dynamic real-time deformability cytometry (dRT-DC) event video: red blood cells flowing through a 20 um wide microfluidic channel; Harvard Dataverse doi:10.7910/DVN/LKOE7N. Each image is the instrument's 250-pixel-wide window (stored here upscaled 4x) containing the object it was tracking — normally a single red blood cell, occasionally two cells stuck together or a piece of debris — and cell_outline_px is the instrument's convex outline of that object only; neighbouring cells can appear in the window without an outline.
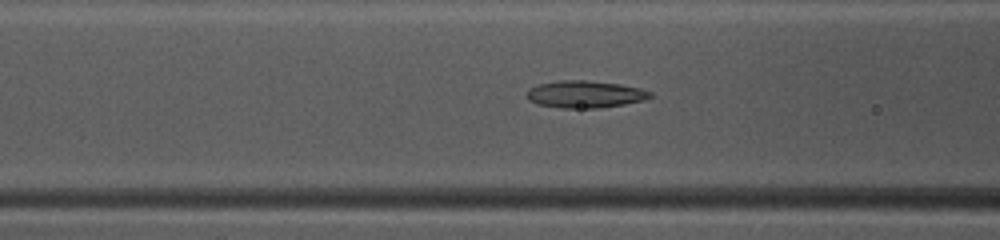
{"species": "common noctule bat (a hibernating species)", "species_latin": "Nyctalus noctula", "temperature_condition": "warm", "stored_images_in_passage": 47, "camera_frame_rate_fps": 3000, "um_per_image_px": 0.085, "animal": {"sex": "female", "body_mass_g": 10.0, "forearm_length_mm": 53.1}, "frame": {"image": 1, "passage_image": 18, "time_ms": 5.667, "image_size_px": [1000, 240], "cell_outline_px": [[652, 96], [644, 100], [624, 104], [600, 108], [560, 108], [536, 104], [528, 100], [528, 88], [540, 84], [560, 80], [584, 80], [620, 84], [640, 88], [652, 92]], "centroid_in_image_um": [49.73, 8.02], "position_along_channel_um": 116.9, "area_um2": 19.54}}
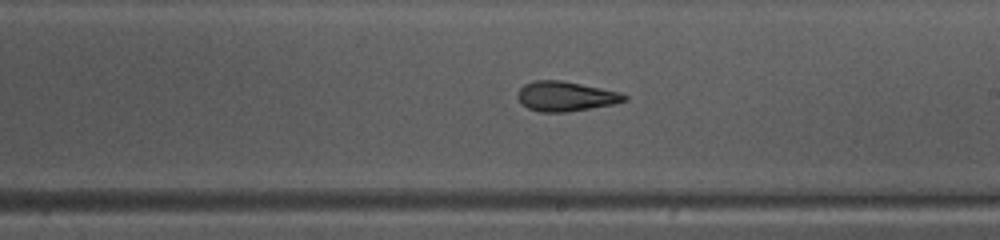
{"frame": {"image": 2, "passage_image": 27, "time_ms": 8.667, "image_size_px": [1000, 240], "cell_outline_px": [[628, 100], [612, 104], [568, 112], [540, 112], [528, 108], [516, 96], [520, 88], [524, 84], [536, 80], [560, 80], [620, 92], [628, 96]], "centroid_in_image_um": [48.08, 8.19], "position_along_channel_um": 240.9, "area_um2": 18.32}}
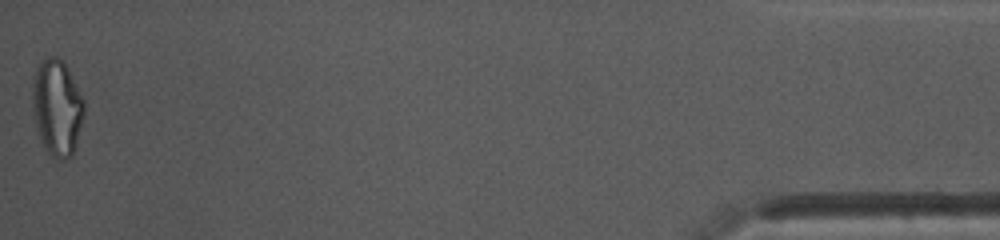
{"frame": {"image": 3, "passage_image": 47, "time_ms": 15.333, "image_size_px": [1000, 240], "cell_outline_px": [[84, 116], [76, 148], [72, 156], [64, 160], [60, 160], [52, 156], [44, 148], [36, 132], [32, 108], [32, 84], [36, 68], [48, 56], [56, 56], [64, 60], [84, 100]], "centroid_in_image_um": [4.85, 9.17], "position_along_channel_um": 430.4, "area_um2": 29.54}, "authors_computed_cell_mechanics": {"area_um2": 19.7098, "velocity_mm_per_s": 4.1187, "shape_relaxation_time_tau1_ms": 6.557, "shape_relaxation_time_tau2_ms": 1.815, "deformation_change_tau1": 0.1885, "deformation_change_tau2": 0.1072}}